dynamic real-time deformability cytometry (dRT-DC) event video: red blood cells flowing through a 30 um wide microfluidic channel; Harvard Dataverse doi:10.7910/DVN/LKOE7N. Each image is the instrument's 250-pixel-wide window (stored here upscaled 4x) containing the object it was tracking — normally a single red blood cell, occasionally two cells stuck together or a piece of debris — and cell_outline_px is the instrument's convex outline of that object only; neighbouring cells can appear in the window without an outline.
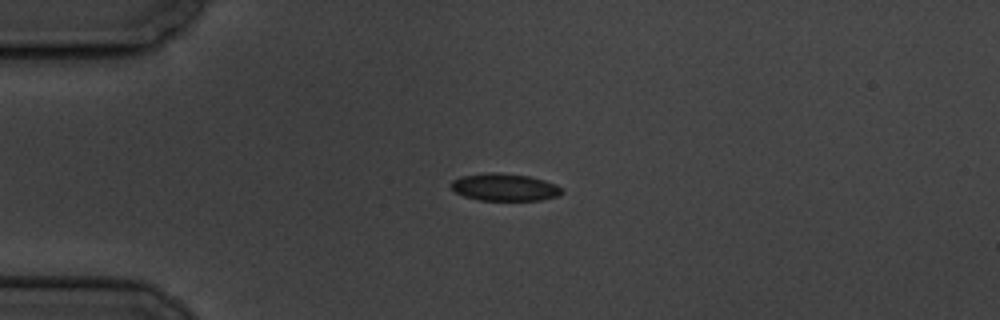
{"species": "common noctule bat (a hibernating species)", "species_latin": "Nyctalus noctula", "temperature_condition": "cold", "stored_images_in_passage": 4, "camera_frame_rate_fps": 3000, "um_per_image_px": 0.085, "animal": {"sex": "male", "body_mass_g": 19.5, "forearm_length_mm": 54.6}, "frame": {"image": 1, "passage_image": 3, "time_ms": 3.333, "image_size_px": [1000, 320], "cell_outline_px": [[564, 192], [560, 196], [540, 200], [480, 200], [464, 196], [456, 192], [448, 184], [452, 180], [460, 176], [492, 172], [496, 172], [528, 176], [544, 180], [556, 184], [564, 188]], "centroid_in_image_um": [42.91, 15.91], "position_along_channel_um": 42.1, "area_um2": 17.8}}